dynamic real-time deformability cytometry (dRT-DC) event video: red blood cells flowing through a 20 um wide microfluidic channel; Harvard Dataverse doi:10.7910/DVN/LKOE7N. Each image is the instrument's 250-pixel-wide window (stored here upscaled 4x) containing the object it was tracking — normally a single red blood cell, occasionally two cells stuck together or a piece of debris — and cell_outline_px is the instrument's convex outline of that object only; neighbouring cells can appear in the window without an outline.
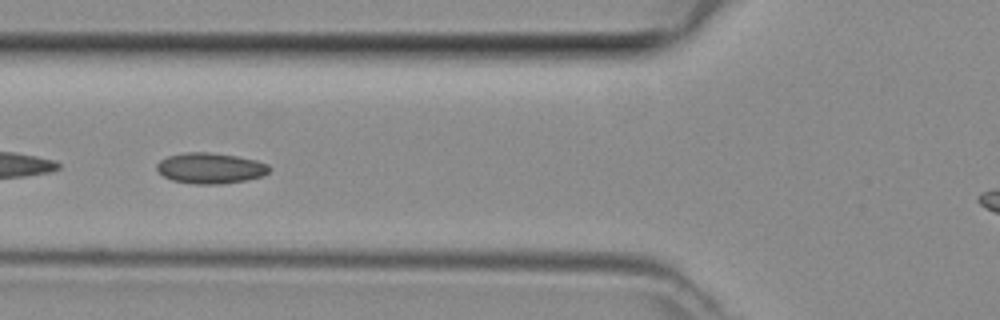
{"species": "common noctule bat (a hibernating species)", "species_latin": "Nyctalus noctula", "temperature_condition": "room temperature", "stored_images_in_passage": 14, "camera_frame_rate_fps": 3000, "um_per_image_px": 0.085, "animal": {"sex": "female", "body_mass_g": 29.2, "forearm_length_mm": 56.3}, "frame": {"image": 1, "passage_image": 4, "time_ms": 1.0, "image_size_px": [1000, 320], "cell_outline_px": [[272, 168], [264, 176], [248, 180], [224, 184], [192, 184], [172, 180], [164, 176], [156, 168], [156, 164], [160, 160], [168, 156], [184, 152], [208, 152], [236, 156], [256, 160], [268, 164]], "centroid_in_image_um": [17.91, 14.3], "position_along_channel_um": 107.9, "area_um2": 20.35}}
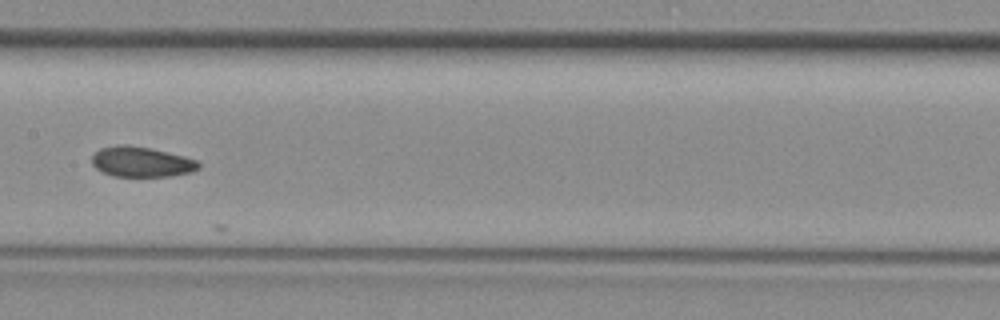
{"frame": {"image": 2, "passage_image": 10, "time_ms": 3.0, "image_size_px": [1000, 320], "cell_outline_px": [[200, 168], [192, 172], [168, 176], [112, 176], [96, 168], [92, 164], [92, 156], [100, 148], [124, 144], [152, 148], [184, 156], [196, 160], [200, 164]], "centroid_in_image_um": [12.03, 13.75], "position_along_channel_um": 195.4, "area_um2": 18.73}}